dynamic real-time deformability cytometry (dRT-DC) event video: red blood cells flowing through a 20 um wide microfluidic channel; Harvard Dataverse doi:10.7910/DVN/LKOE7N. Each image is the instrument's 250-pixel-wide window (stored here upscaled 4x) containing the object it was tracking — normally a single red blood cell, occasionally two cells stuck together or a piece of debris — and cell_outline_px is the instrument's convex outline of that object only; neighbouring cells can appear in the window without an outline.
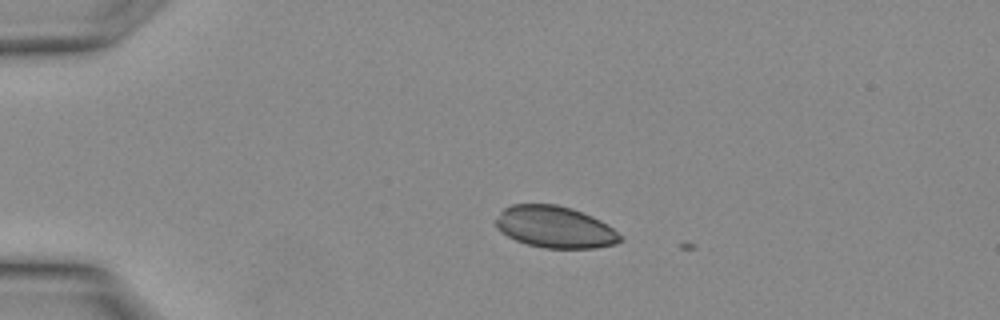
{"species": "Egyptian fruit bat (a non-hibernating species)", "species_latin": "Rousettus aegyptiacus", "temperature_condition": "warm", "stored_images_in_passage": 3, "camera_frame_rate_fps": 3000, "um_per_image_px": 0.085, "animal": {"sex": "female"}, "frame": {"image": 1, "passage_image": 2, "time_ms": 0.333, "image_size_px": [1000, 320], "cell_outline_px": [[624, 240], [616, 244], [596, 248], [544, 248], [528, 244], [516, 240], [508, 236], [496, 228], [496, 220], [500, 212], [504, 208], [512, 204], [556, 204], [572, 208], [600, 220], [624, 236]], "centroid_in_image_um": [47.2, 19.3], "position_along_channel_um": 37.8, "area_um2": 30.29}}